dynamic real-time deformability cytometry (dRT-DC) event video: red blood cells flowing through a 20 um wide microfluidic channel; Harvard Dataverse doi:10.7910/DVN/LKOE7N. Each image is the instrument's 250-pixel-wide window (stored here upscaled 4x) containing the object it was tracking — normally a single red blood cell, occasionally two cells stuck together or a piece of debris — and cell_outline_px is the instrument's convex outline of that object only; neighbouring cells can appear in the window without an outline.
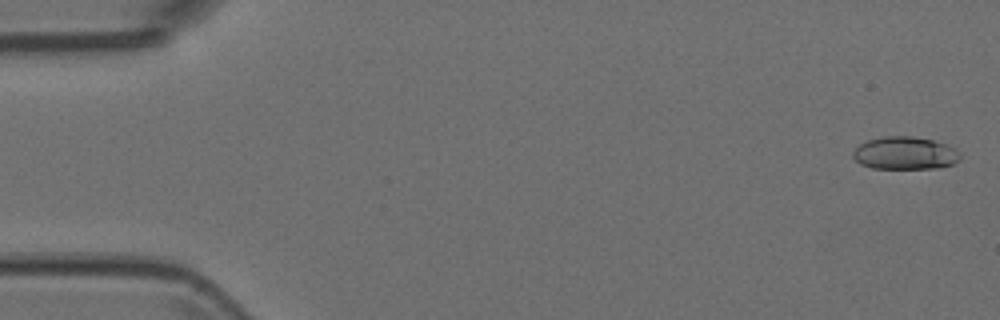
{"species": "Egyptian fruit bat (a non-hibernating species)", "species_latin": "Rousettus aegyptiacus", "temperature_condition": "room temperature", "stored_images_in_passage": 6, "camera_frame_rate_fps": 3000, "um_per_image_px": 0.085, "animal": {"sex": "female"}, "frame": {"image": 1, "passage_image": 1, "time_ms": 0.0, "image_size_px": [1000, 320], "cell_outline_px": [[960, 160], [952, 164], [940, 168], [872, 168], [860, 164], [852, 156], [852, 152], [860, 144], [868, 140], [884, 136], [912, 136], [932, 140], [948, 144], [956, 148], [960, 152]], "centroid_in_image_um": [76.95, 13.01], "position_along_channel_um": 8.0, "area_um2": 20.58}}